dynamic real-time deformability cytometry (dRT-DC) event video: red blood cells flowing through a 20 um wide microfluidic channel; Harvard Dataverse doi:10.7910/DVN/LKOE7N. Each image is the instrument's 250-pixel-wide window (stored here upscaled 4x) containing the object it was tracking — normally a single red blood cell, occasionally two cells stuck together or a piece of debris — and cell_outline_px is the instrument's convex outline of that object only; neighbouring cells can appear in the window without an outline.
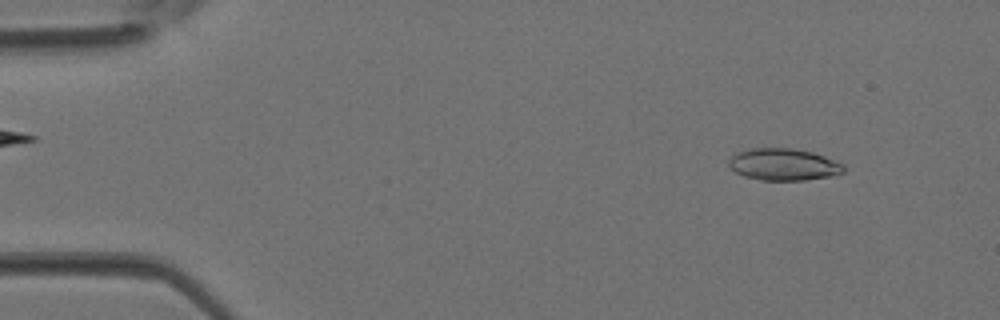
{"species": "Egyptian fruit bat (a non-hibernating species)", "species_latin": "Rousettus aegyptiacus", "temperature_condition": "room temperature", "stored_images_in_passage": 37, "camera_frame_rate_fps": 3000, "um_per_image_px": 0.085, "animal": {"sex": "female"}, "frame": {"image": 1, "passage_image": 3, "time_ms": 0.667, "image_size_px": [1000, 320], "cell_outline_px": [[844, 172], [832, 176], [804, 180], [760, 180], [744, 176], [736, 172], [728, 164], [728, 160], [736, 152], [752, 148], [792, 148], [812, 152], [824, 156], [844, 164]], "centroid_in_image_um": [66.6, 13.98], "position_along_channel_um": 18.4, "area_um2": 21.39}}
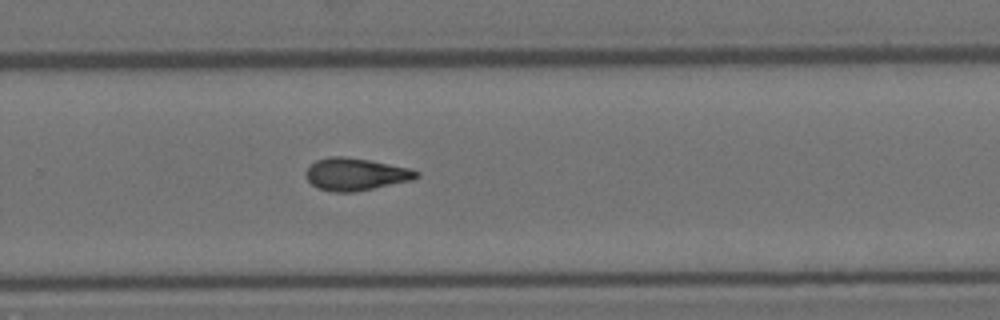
{"frame": {"image": 2, "passage_image": 24, "time_ms": 7.667, "image_size_px": [1000, 320], "cell_outline_px": [[420, 176], [412, 180], [352, 192], [332, 192], [316, 188], [304, 176], [304, 172], [316, 160], [328, 156], [344, 156], [368, 160], [412, 168], [420, 172]], "centroid_in_image_um": [30.21, 14.8], "position_along_channel_um": 299.6, "area_um2": 20.92}}
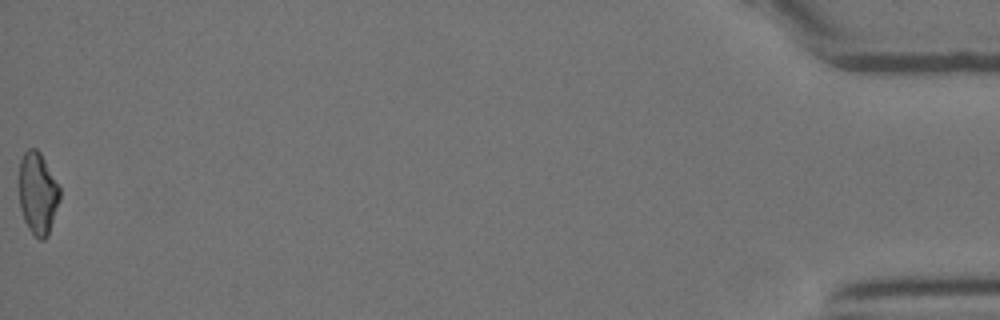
{"frame": {"image": 3, "passage_image": 37, "time_ms": 12.0, "image_size_px": [1000, 320], "cell_outline_px": [[60, 200], [48, 236], [44, 240], [40, 240], [28, 228], [24, 220], [20, 208], [20, 160], [24, 152], [28, 148], [36, 148], [40, 152], [60, 188]], "centroid_in_image_um": [3.22, 16.44], "position_along_channel_um": 432.0, "area_um2": 19.36}}